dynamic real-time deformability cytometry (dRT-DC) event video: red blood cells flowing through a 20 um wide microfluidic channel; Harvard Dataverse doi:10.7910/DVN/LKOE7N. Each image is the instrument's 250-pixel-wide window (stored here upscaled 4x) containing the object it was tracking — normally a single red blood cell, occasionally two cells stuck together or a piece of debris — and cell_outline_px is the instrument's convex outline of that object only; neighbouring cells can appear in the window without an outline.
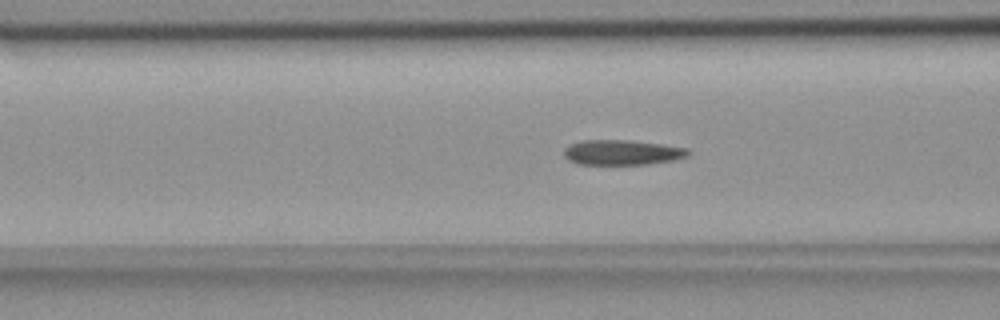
{"species": "common noctule bat (a hibernating species)", "species_latin": "Nyctalus noctula", "temperature_condition": "room temperature", "stored_images_in_passage": 46, "camera_frame_rate_fps": 3000, "um_per_image_px": 0.085, "animal": {"sex": "female", "body_mass_g": 18.4}, "frame": {"image": 1, "passage_image": 12, "time_ms": 3.667, "image_size_px": [1000, 320], "cell_outline_px": [[692, 152], [688, 156], [676, 160], [648, 164], [576, 164], [568, 160], [564, 156], [564, 148], [580, 140], [628, 140], [660, 144], [688, 148]], "centroid_in_image_um": [52.9, 12.96], "position_along_channel_um": 113.7, "area_um2": 18.26}}
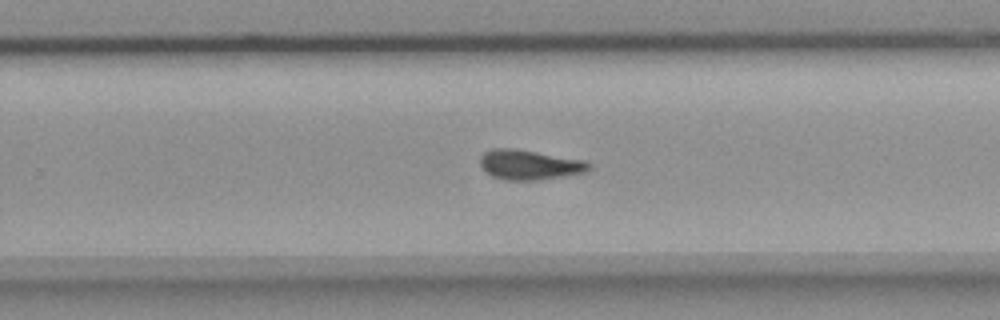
{"frame": {"image": 2, "passage_image": 26, "time_ms": 8.333, "image_size_px": [1000, 320], "cell_outline_px": [[592, 168], [584, 172], [564, 176], [536, 180], [504, 180], [492, 176], [480, 164], [480, 156], [484, 152], [492, 148], [512, 148], [584, 160], [592, 164]], "centroid_in_image_um": [45.01, 14.0], "position_along_channel_um": 284.8, "area_um2": 18.79}}
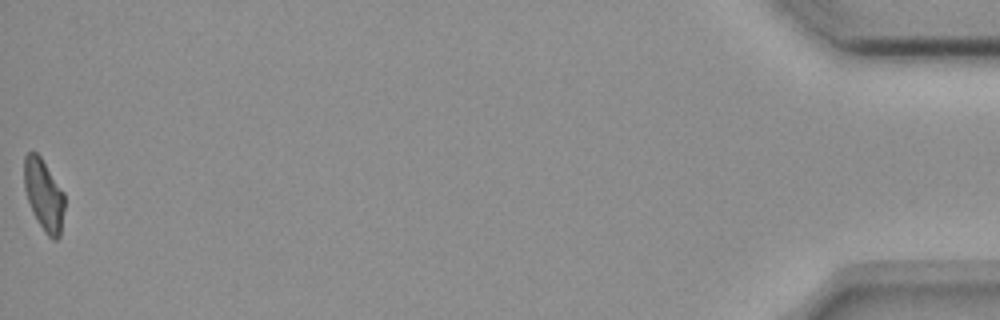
{"frame": {"image": 3, "passage_image": 46, "time_ms": 15.0, "image_size_px": [1000, 320], "cell_outline_px": [[64, 208], [60, 236], [56, 240], [52, 240], [44, 232], [32, 212], [24, 188], [24, 156], [28, 152], [36, 152], [40, 156], [64, 192]], "centroid_in_image_um": [3.72, 16.58], "position_along_channel_um": 431.5, "area_um2": 16.82}, "authors_computed_cell_mechanics": {"area_um2": 18.3804, "velocity_mm_per_s": 3.6778, "shape_relaxation_time_tau1_ms": 10.2708, "shape_relaxation_time_tau2_ms": 4.7011, "deformation_change_tau1": 0.2089, "deformation_change_tau2": 0.1078}}